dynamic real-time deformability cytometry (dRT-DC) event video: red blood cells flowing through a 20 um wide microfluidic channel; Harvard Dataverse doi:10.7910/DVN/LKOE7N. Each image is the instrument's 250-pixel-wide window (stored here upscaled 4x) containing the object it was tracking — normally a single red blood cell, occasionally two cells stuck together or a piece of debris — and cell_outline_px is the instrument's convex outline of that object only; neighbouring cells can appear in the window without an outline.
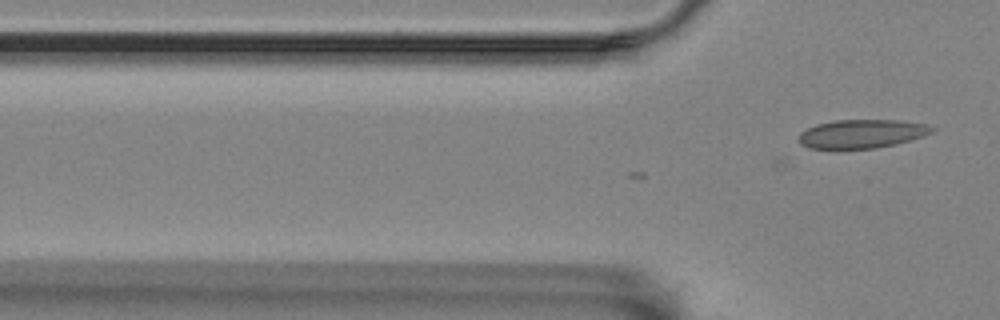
{"species": "Egyptian fruit bat (a non-hibernating species)", "species_latin": "Rousettus aegyptiacus", "temperature_condition": "room temperature", "stored_images_in_passage": 2, "camera_frame_rate_fps": 3000, "um_per_image_px": 0.085, "animal": {"sex": "female"}, "frame": {"image": 1, "passage_image": 2, "time_ms": 0.333, "image_size_px": [1000, 320], "cell_outline_px": [[936, 128], [932, 132], [924, 136], [896, 144], [876, 148], [840, 152], [832, 152], [808, 148], [800, 144], [796, 140], [800, 132], [816, 124], [836, 120], [900, 120], [928, 124]], "centroid_in_image_um": [73.17, 11.43], "position_along_channel_um": 52.6, "area_um2": 23.47}}